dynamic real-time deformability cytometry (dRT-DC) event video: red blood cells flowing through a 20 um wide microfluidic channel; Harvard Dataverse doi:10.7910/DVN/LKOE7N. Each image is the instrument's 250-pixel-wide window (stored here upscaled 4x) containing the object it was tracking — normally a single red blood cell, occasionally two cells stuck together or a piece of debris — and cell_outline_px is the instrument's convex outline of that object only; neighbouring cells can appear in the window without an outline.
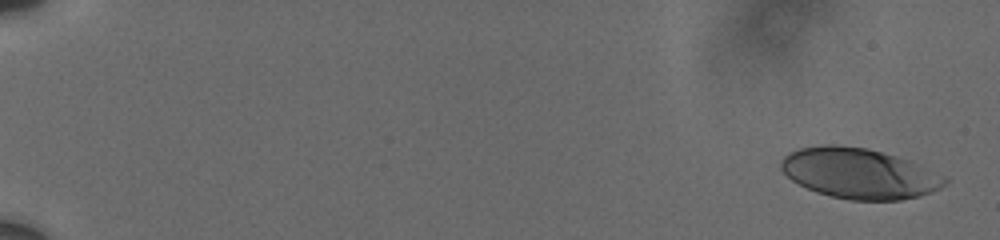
{"species": "human", "species_latin": "Homo sapiens", "temperature_condition": "cold", "stored_images_in_passage": 9, "camera_frame_rate_fps": 3000, "um_per_image_px": 0.085, "donor": {"sex": "male"}, "frame": {"image": 1, "passage_image": 1, "time_ms": 0.0, "image_size_px": [1000, 240], "cell_outline_px": [[948, 184], [940, 188], [920, 196], [900, 200], [852, 200], [832, 196], [816, 192], [792, 180], [780, 168], [780, 160], [788, 152], [800, 148], [828, 144], [832, 144], [868, 148], [896, 156], [908, 160], [948, 176]], "centroid_in_image_um": [73.06, 14.73], "position_along_channel_um": 11.9, "area_um2": 48.15}}
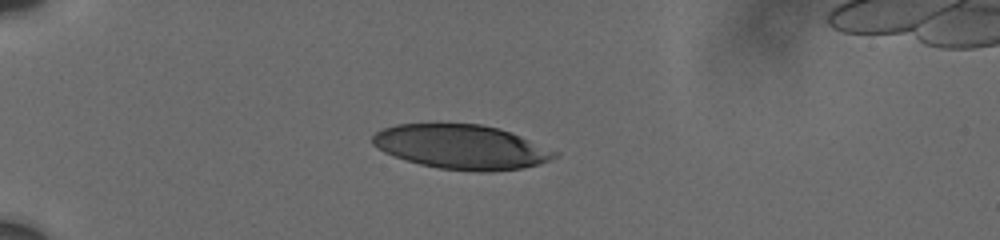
{"frame": {"image": 2, "passage_image": 6, "time_ms": 5.0, "image_size_px": [1000, 240], "cell_outline_px": [[560, 152], [556, 156], [548, 160], [536, 164], [520, 168], [484, 172], [480, 172], [440, 168], [420, 164], [384, 152], [372, 144], [372, 136], [376, 132], [384, 128], [396, 124], [480, 124], [500, 128]], "centroid_in_image_um": [39.21, 12.48], "position_along_channel_um": 45.8, "area_um2": 46.59}}
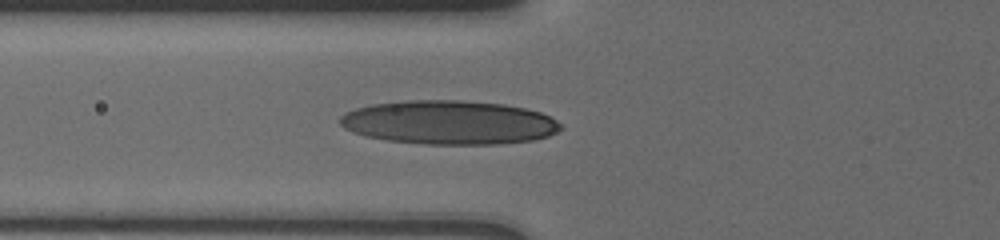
{"frame": {"image": 3, "passage_image": 9, "time_ms": 7.333, "image_size_px": [1000, 240], "cell_outline_px": [[564, 128], [548, 136], [532, 140], [500, 144], [428, 144], [388, 140], [368, 136], [352, 132], [344, 128], [340, 124], [340, 116], [356, 108], [372, 104], [408, 100], [460, 100], [504, 104], [524, 108], [540, 112], [556, 120]], "centroid_in_image_um": [38.19, 10.4], "position_along_channel_um": 87.6, "area_um2": 56.24}}